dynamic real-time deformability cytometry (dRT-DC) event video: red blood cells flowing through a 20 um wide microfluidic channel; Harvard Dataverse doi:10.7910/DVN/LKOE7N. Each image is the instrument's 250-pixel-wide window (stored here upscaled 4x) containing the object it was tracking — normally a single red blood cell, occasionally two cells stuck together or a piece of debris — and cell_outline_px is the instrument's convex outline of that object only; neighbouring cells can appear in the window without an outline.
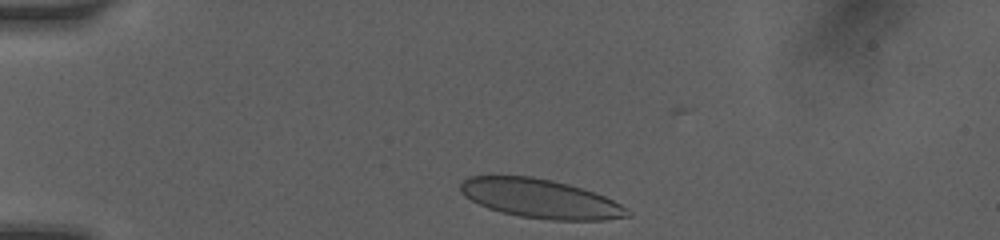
{"species": "human", "species_latin": "Homo sapiens", "temperature_condition": "room temperature", "stored_images_in_passage": 18, "camera_frame_rate_fps": 3000, "um_per_image_px": 0.085, "donor": {"sex": "female"}, "frame": {"image": 1, "passage_image": 3, "time_ms": 0.333, "image_size_px": [1000, 240], "cell_outline_px": [[632, 216], [604, 220], [552, 220], [520, 216], [500, 212], [488, 208], [464, 196], [460, 192], [460, 184], [468, 176], [532, 176], [552, 180], [568, 184], [604, 196], [620, 204], [632, 212]], "centroid_in_image_um": [45.93, 16.89], "position_along_channel_um": 39.1, "area_um2": 37.8}}
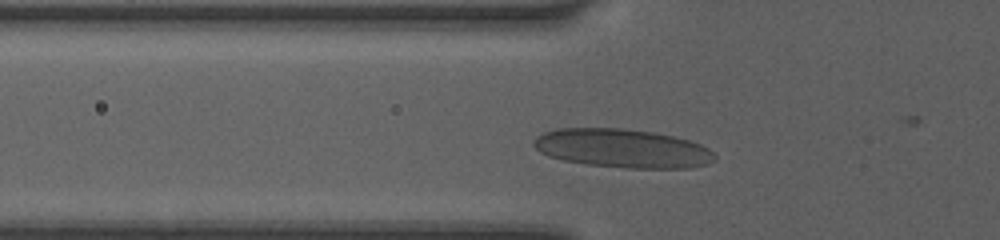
{"frame": {"image": 2, "passage_image": 13, "time_ms": 2.333, "image_size_px": [1000, 240], "cell_outline_px": [[716, 160], [708, 164], [688, 168], [628, 168], [584, 164], [564, 160], [548, 156], [540, 152], [532, 144], [532, 140], [536, 136], [544, 132], [556, 128], [620, 128], [652, 132], [672, 136], [688, 140], [700, 144], [708, 148], [716, 156]], "centroid_in_image_um": [52.88, 12.61], "position_along_channel_um": 72.9, "area_um2": 40.98}}